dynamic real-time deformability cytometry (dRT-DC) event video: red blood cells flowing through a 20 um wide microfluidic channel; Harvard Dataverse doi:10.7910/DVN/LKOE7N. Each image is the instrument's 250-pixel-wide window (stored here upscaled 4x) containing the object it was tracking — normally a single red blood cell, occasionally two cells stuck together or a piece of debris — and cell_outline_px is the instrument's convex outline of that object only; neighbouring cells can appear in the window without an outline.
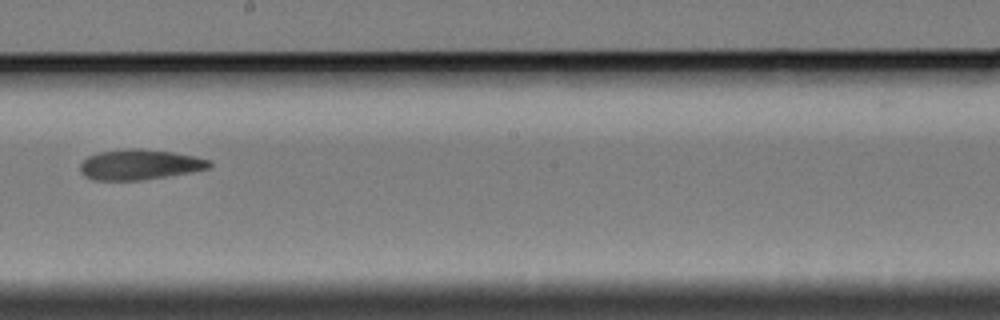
{"species": "Egyptian fruit bat (a non-hibernating species)", "species_latin": "Rousettus aegyptiacus", "temperature_condition": "cold", "stored_images_in_passage": 11, "camera_frame_rate_fps": 3000, "um_per_image_px": 0.085, "animal": {"sex": "female"}, "frame": {"image": 1, "passage_image": 7, "time_ms": 8.0, "image_size_px": [1000, 320], "cell_outline_px": [[212, 164], [208, 168], [192, 172], [140, 180], [92, 180], [84, 176], [80, 172], [80, 164], [88, 156], [100, 152], [128, 148], [140, 148], [172, 152], [212, 160]], "centroid_in_image_um": [11.85, 13.99], "position_along_channel_um": 236.3, "area_um2": 22.77}}
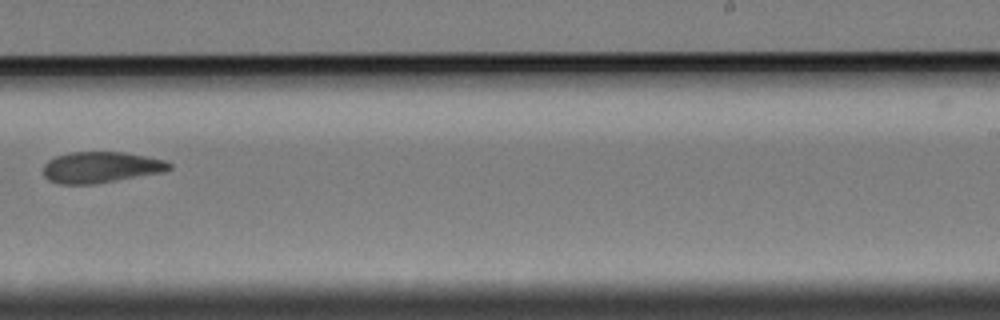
{"frame": {"image": 2, "passage_image": 8, "time_ms": 9.333, "image_size_px": [1000, 320], "cell_outline_px": [[172, 168], [164, 172], [96, 184], [60, 184], [48, 180], [44, 176], [44, 164], [48, 160], [56, 156], [68, 152], [124, 152], [164, 160], [172, 164]], "centroid_in_image_um": [8.57, 14.22], "position_along_channel_um": 280.4, "area_um2": 22.95}}
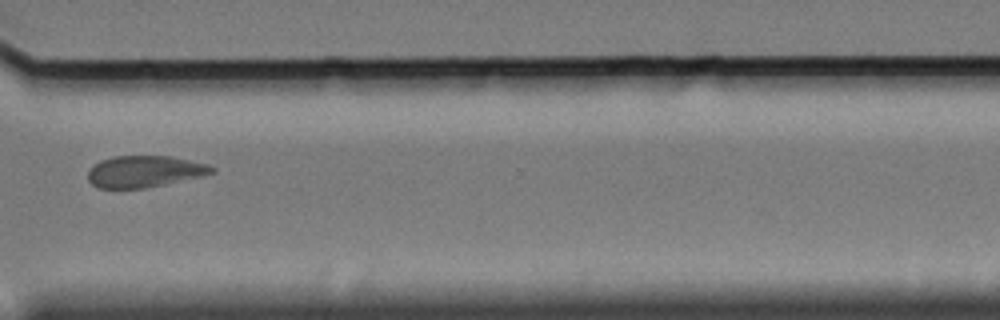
{"frame": {"image": 3, "passage_image": 10, "time_ms": 11.667, "image_size_px": [1000, 320], "cell_outline_px": [[216, 172], [200, 176], [164, 184], [144, 188], [100, 188], [92, 184], [88, 180], [88, 168], [92, 164], [100, 160], [116, 156], [168, 156], [208, 164], [216, 168]], "centroid_in_image_um": [12.25, 14.57], "position_along_channel_um": 358.4, "area_um2": 22.72}, "authors_computed_cell_mechanics": {"area_um2": 23.0622, "velocity_mm_per_s": 3.3357, "shape_relaxation_time_tau1_ms": 2.8973, "shape_relaxation_time_tau2_ms": 8.1016, "deformation_change_tau1": 0.06, "deformation_change_tau2": 0.102}}